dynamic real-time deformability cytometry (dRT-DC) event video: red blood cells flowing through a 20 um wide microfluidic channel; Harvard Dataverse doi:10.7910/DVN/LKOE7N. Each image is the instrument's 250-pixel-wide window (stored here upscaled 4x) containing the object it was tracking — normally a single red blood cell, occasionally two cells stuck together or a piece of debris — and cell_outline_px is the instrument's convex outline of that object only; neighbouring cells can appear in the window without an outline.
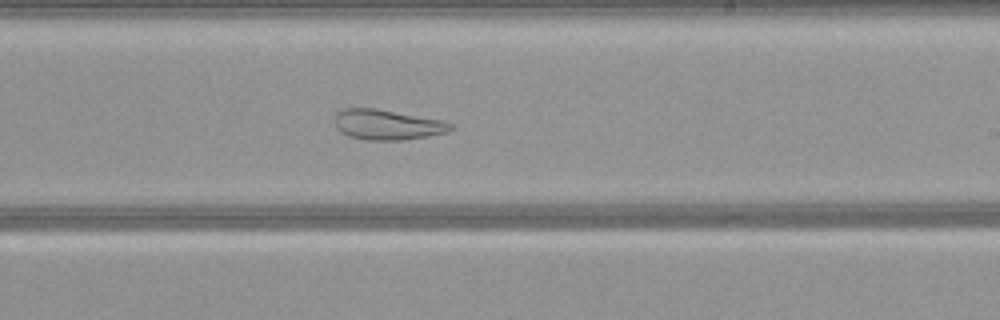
{"species": "common noctule bat (a hibernating species)", "species_latin": "Nyctalus noctula", "temperature_condition": "warm", "stored_images_in_passage": 51, "camera_frame_rate_fps": 3000, "um_per_image_px": 0.085, "animal": {"sex": "female", "body_mass_g": 21.9}, "frame": {"image": 1, "passage_image": 30, "time_ms": 9.667, "image_size_px": [1000, 320], "cell_outline_px": [[456, 128], [448, 132], [428, 136], [400, 140], [368, 140], [348, 136], [340, 132], [336, 128], [336, 112], [344, 108], [376, 108], [444, 120], [452, 124]], "centroid_in_image_um": [32.95, 10.59], "position_along_channel_um": 256.1, "area_um2": 20.58}}